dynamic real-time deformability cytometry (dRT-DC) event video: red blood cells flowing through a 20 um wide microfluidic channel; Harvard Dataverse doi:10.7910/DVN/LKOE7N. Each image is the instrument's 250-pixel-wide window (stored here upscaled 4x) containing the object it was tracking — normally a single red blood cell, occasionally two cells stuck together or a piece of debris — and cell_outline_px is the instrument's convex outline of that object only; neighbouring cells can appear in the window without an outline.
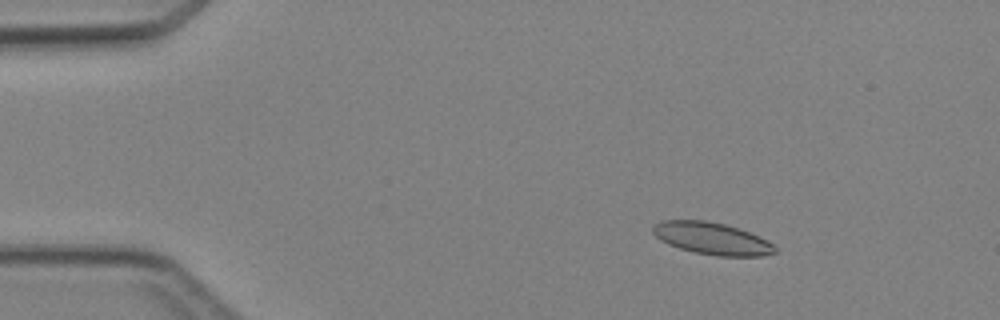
{"species": "Egyptian fruit bat (a non-hibernating species)", "species_latin": "Rousettus aegyptiacus", "temperature_condition": "cold", "stored_images_in_passage": 5, "camera_frame_rate_fps": 3000, "um_per_image_px": 0.085, "animal": {"sex": "female"}, "frame": {"image": 1, "passage_image": 3, "time_ms": 2.333, "image_size_px": [1000, 320], "cell_outline_px": [[776, 252], [760, 256], [716, 256], [692, 252], [668, 244], [660, 240], [652, 232], [652, 228], [656, 224], [664, 220], [704, 220], [724, 224], [748, 232], [772, 244], [776, 248]], "centroid_in_image_um": [60.46, 20.28], "position_along_channel_um": 24.5, "area_um2": 22.48}}
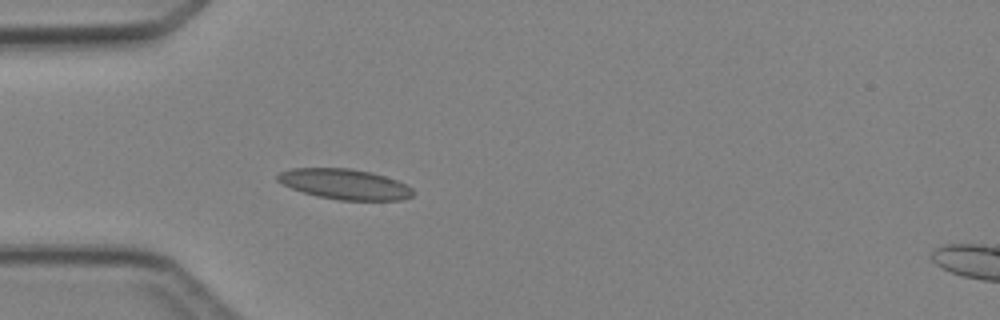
{"frame": {"image": 2, "passage_image": 5, "time_ms": 4.667, "image_size_px": [1000, 320], "cell_outline_px": [[416, 192], [412, 196], [400, 200], [340, 200], [316, 196], [292, 188], [276, 180], [276, 176], [280, 172], [292, 168], [348, 168], [372, 172], [396, 180], [412, 188]], "centroid_in_image_um": [29.31, 15.65], "position_along_channel_um": 55.7, "area_um2": 23.87}}